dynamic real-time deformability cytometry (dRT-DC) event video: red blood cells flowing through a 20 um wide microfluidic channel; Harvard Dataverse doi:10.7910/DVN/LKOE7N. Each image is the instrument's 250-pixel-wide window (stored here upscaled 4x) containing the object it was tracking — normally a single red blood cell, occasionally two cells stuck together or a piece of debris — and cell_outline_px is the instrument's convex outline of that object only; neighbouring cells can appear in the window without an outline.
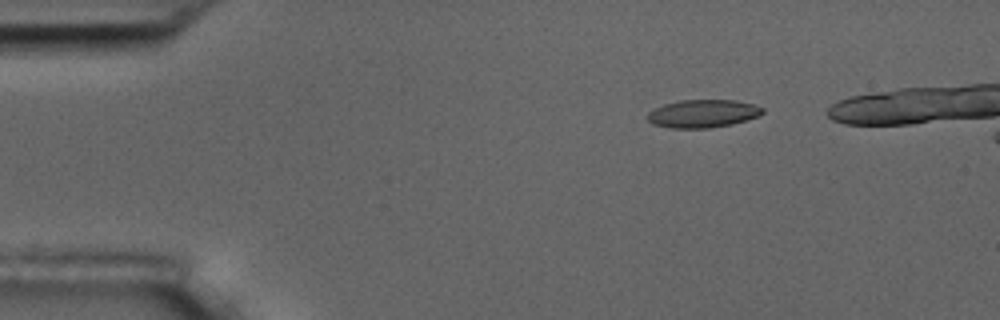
{"species": "common noctule bat (a hibernating species)", "species_latin": "Nyctalus noctula", "temperature_condition": "room temperature", "stored_images_in_passage": 7, "camera_frame_rate_fps": 3000, "um_per_image_px": 0.085, "animal": {"sex": "male", "body_mass_g": 17.5, "forearm_length_mm": 52.3}, "frame": {"image": 1, "passage_image": 1, "time_ms": 0.0, "image_size_px": [1000, 320], "cell_outline_px": [[764, 112], [760, 116], [732, 124], [708, 128], [672, 128], [652, 124], [648, 120], [648, 112], [664, 104], [680, 100], [736, 100], [752, 104], [764, 108]], "centroid_in_image_um": [59.76, 9.65], "position_along_channel_um": 25.2, "area_um2": 18.73}}
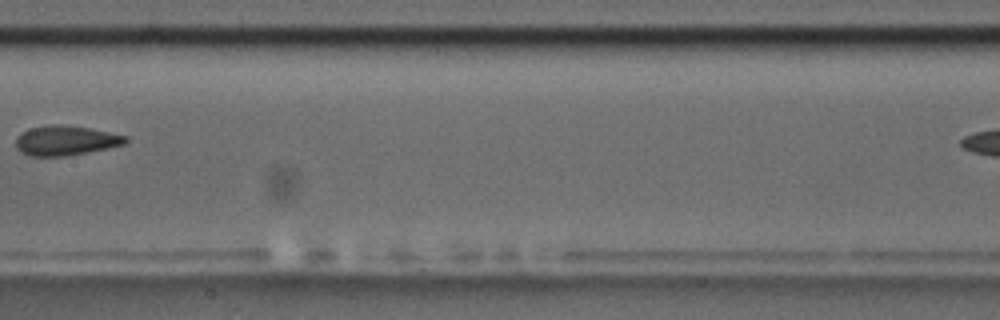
{"frame": {"image": 2, "passage_image": 6, "time_ms": 6.667, "image_size_px": [1000, 320], "cell_outline_px": [[128, 140], [124, 144], [108, 148], [88, 152], [64, 156], [32, 156], [20, 152], [16, 148], [16, 136], [28, 128], [52, 124], [56, 124], [88, 128], [128, 136]], "centroid_in_image_um": [5.55, 11.94], "position_along_channel_um": 201.9, "area_um2": 18.96}}
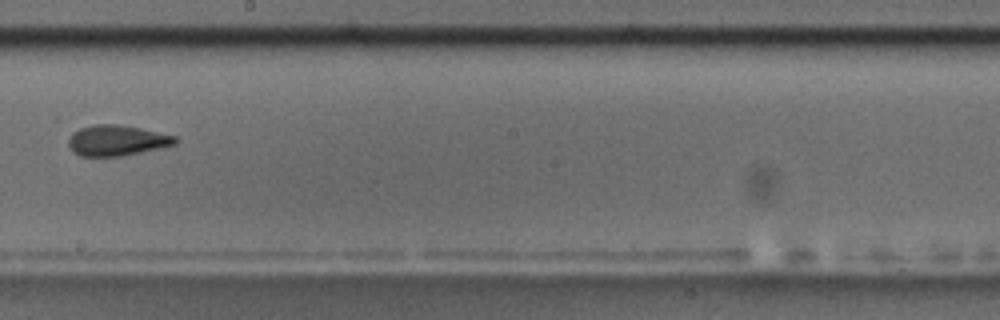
{"frame": {"image": 3, "passage_image": 7, "time_ms": 7.667, "image_size_px": [1000, 320], "cell_outline_px": [[176, 144], [140, 152], [120, 156], [80, 156], [72, 152], [68, 144], [68, 140], [72, 132], [80, 128], [96, 124], [120, 124], [140, 128], [176, 136]], "centroid_in_image_um": [9.88, 11.93], "position_along_channel_um": 238.3, "area_um2": 18.96}}